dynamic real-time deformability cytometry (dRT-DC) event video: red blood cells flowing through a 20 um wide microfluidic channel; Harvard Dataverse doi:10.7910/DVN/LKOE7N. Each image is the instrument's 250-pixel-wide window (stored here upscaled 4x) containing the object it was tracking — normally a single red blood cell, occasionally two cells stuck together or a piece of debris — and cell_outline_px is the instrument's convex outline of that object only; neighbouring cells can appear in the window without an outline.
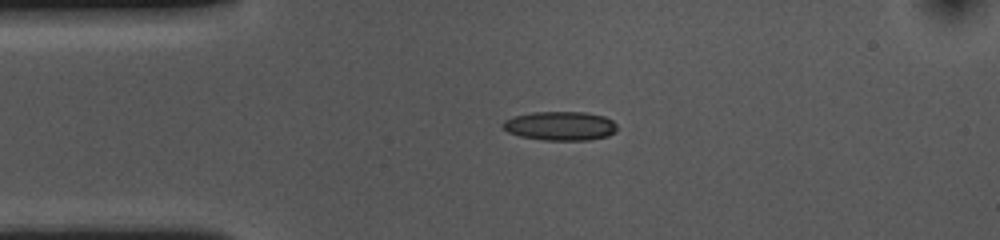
{"species": "common noctule bat (a hibernating species)", "species_latin": "Nyctalus noctula", "temperature_condition": "cold", "stored_images_in_passage": 44, "camera_frame_rate_fps": 3000, "um_per_image_px": 0.085, "animal": {"sex": "female", "body_mass_g": 10.0, "forearm_length_mm": 53.1}, "frame": {"image": 1, "passage_image": 1, "time_ms": 0.0, "image_size_px": [1000, 240], "cell_outline_px": [[616, 132], [608, 136], [588, 140], [544, 140], [520, 136], [508, 132], [500, 124], [504, 120], [516, 116], [532, 112], [584, 112], [604, 116], [612, 120], [616, 124]], "centroid_in_image_um": [47.63, 10.7], "position_along_channel_um": 37.4, "area_um2": 19.31}}
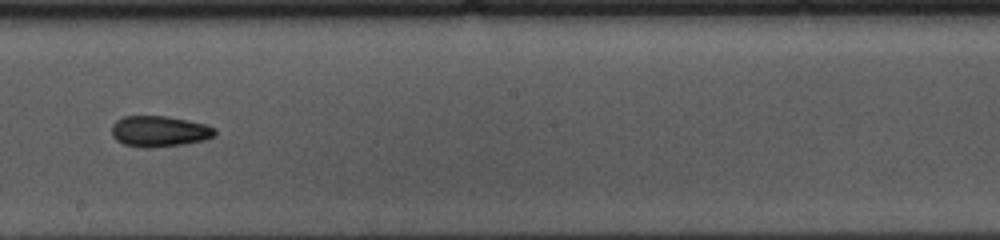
{"frame": {"image": 2, "passage_image": 19, "time_ms": 6.0, "image_size_px": [1000, 240], "cell_outline_px": [[216, 136], [208, 140], [184, 144], [148, 148], [124, 144], [116, 140], [112, 136], [112, 124], [116, 120], [124, 116], [164, 116], [188, 120], [204, 124], [216, 128]], "centroid_in_image_um": [13.58, 11.16], "position_along_channel_um": 234.6, "area_um2": 18.73}}
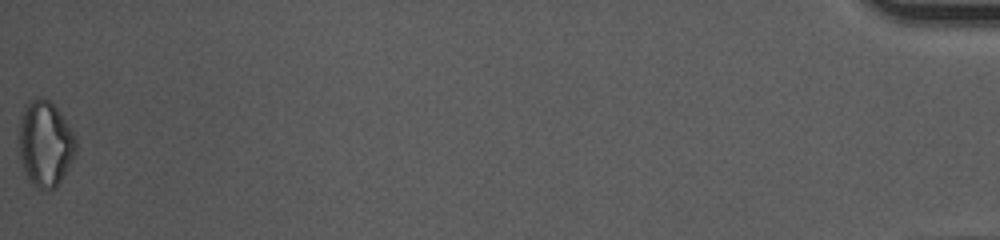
{"frame": {"image": 3, "passage_image": 44, "time_ms": 14.333, "image_size_px": [1000, 240], "cell_outline_px": [[76, 152], [56, 188], [36, 188], [32, 184], [24, 172], [16, 152], [20, 116], [28, 100], [36, 96], [40, 96], [48, 100], [56, 108], [76, 136]], "centroid_in_image_um": [3.78, 12.19], "position_along_channel_um": 431.4, "area_um2": 28.9}, "authors_computed_cell_mechanics": {"area_um2": 18.7272, "velocity_mm_per_s": 3.6303, "shape_relaxation_time_tau1_ms": 5.5947, "shape_relaxation_time_tau2_ms": 6.1803, "deformation_change_tau1": 0.1413, "deformation_change_tau2": 0.1348}}